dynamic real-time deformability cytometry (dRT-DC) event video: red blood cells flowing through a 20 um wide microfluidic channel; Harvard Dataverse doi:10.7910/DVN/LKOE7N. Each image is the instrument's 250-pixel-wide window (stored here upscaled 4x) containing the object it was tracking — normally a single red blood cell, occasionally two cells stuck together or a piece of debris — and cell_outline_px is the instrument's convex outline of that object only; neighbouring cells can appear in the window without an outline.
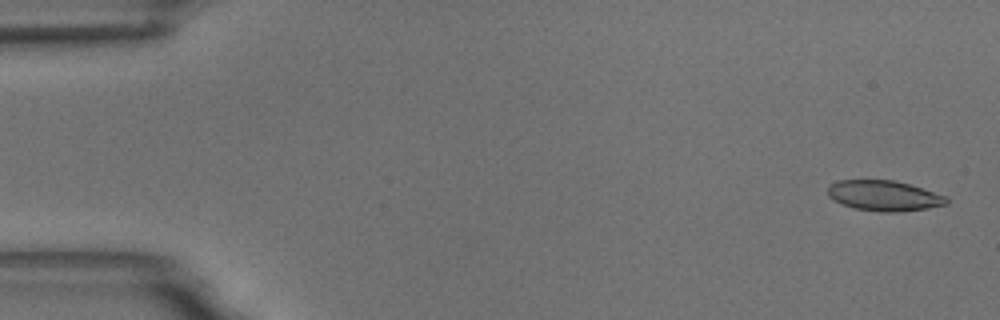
{"species": "common noctule bat (a hibernating species)", "species_latin": "Nyctalus noctula", "temperature_condition": "room temperature", "stored_images_in_passage": 55, "camera_frame_rate_fps": 3000, "um_per_image_px": 0.085, "animal": {"sex": "male", "body_mass_g": 18.8}, "frame": {"image": 1, "passage_image": 2, "time_ms": 0.333, "image_size_px": [1000, 320], "cell_outline_px": [[948, 204], [928, 208], [896, 212], [880, 212], [856, 208], [844, 204], [828, 196], [828, 188], [836, 180], [892, 180], [908, 184], [948, 196]], "centroid_in_image_um": [75.18, 16.63], "position_along_channel_um": 9.8, "area_um2": 20.81}}
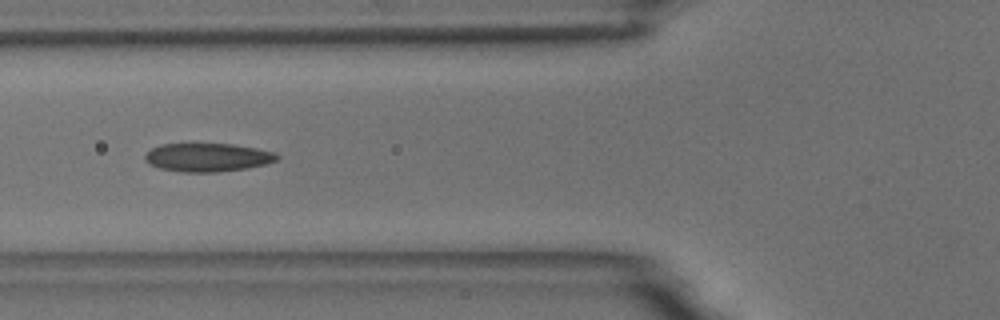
{"frame": {"image": 2, "passage_image": 21, "time_ms": 6.667, "image_size_px": [1000, 320], "cell_outline_px": [[280, 156], [276, 160], [268, 164], [248, 168], [220, 172], [180, 172], [160, 168], [148, 164], [144, 160], [144, 156], [152, 148], [160, 144], [232, 144], [256, 148], [276, 152]], "centroid_in_image_um": [17.66, 13.38], "position_along_channel_um": 108.1, "area_um2": 22.08}}
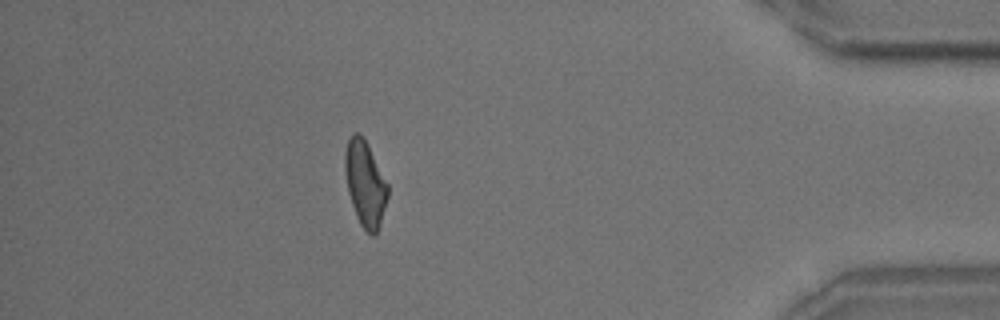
{"frame": {"image": 3, "passage_image": 49, "time_ms": 16.0, "image_size_px": [1000, 320], "cell_outline_px": [[388, 196], [380, 224], [376, 232], [372, 236], [360, 224], [356, 216], [348, 192], [344, 168], [344, 152], [348, 140], [352, 132], [360, 132], [368, 144], [388, 184]], "centroid_in_image_um": [31.02, 15.55], "position_along_channel_um": 404.2, "area_um2": 21.33}, "authors_computed_cell_mechanics": {"area_um2": 21.5594, "velocity_mm_per_s": 3.6448, "shape_relaxation_time_tau1_ms": 10.2252, "shape_relaxation_time_tau2_ms": 2.1401, "deformation_change_tau1": 0.2232, "deformation_change_tau2": 0.0835}}